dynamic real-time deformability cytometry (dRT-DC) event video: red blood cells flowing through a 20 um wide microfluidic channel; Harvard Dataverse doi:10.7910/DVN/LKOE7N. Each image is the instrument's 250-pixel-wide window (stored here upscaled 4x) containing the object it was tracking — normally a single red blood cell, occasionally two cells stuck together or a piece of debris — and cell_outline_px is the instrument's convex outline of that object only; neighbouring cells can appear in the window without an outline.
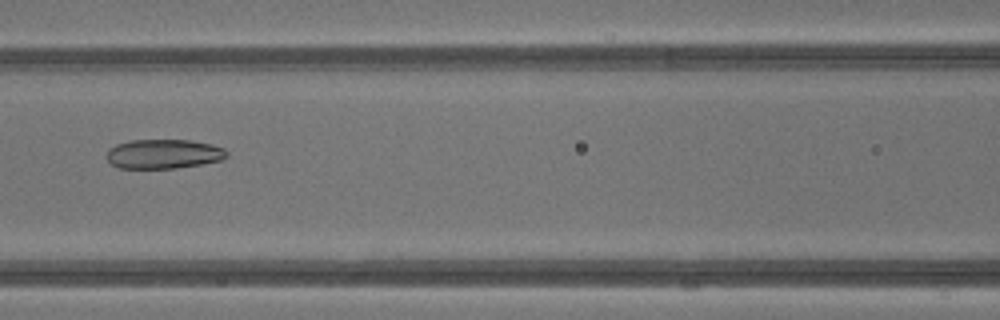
{"species": "common noctule bat (a hibernating species)", "species_latin": "Nyctalus noctula", "temperature_condition": "warm", "stored_images_in_passage": 43, "camera_frame_rate_fps": 3000, "um_per_image_px": 0.085, "animal": {"sex": "male", "body_mass_g": 13.3}, "frame": {"image": 1, "passage_image": 20, "time_ms": 6.333, "image_size_px": [1000, 320], "cell_outline_px": [[228, 156], [224, 160], [176, 168], [120, 168], [112, 164], [108, 160], [108, 148], [116, 144], [132, 140], [192, 140], [212, 144], [224, 148], [228, 152]], "centroid_in_image_um": [13.95, 13.08], "position_along_channel_um": 152.6, "area_um2": 20.63}}
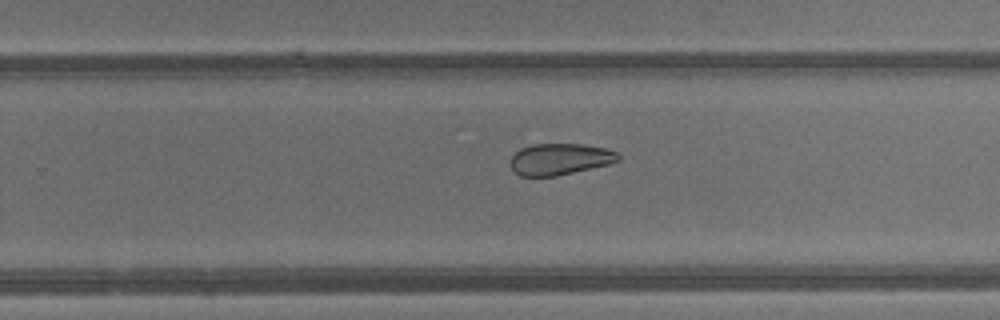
{"frame": {"image": 2, "passage_image": 28, "time_ms": 9.0, "image_size_px": [1000, 320], "cell_outline_px": [[620, 160], [608, 164], [556, 176], [520, 176], [512, 172], [508, 164], [508, 160], [520, 148], [532, 144], [580, 144], [604, 148], [616, 152], [620, 156]], "centroid_in_image_um": [47.5, 13.53], "position_along_channel_um": 282.3, "area_um2": 19.88}}
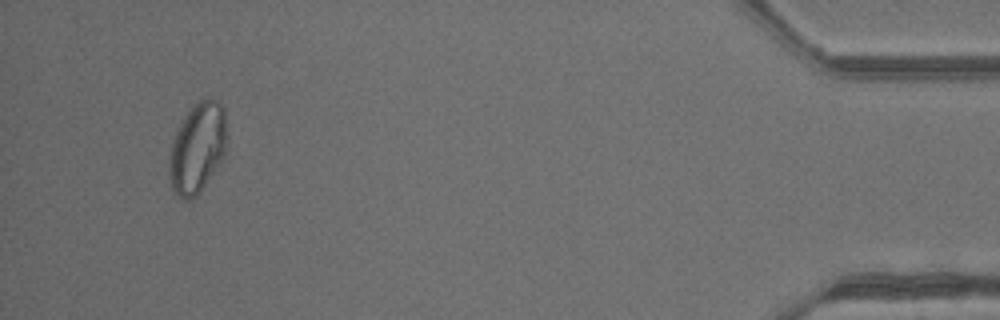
{"frame": {"image": 3, "passage_image": 41, "time_ms": 13.333, "image_size_px": [1000, 320], "cell_outline_px": [[228, 148], [220, 164], [200, 192], [196, 196], [188, 200], [184, 200], [176, 196], [172, 188], [168, 176], [168, 164], [172, 140], [176, 128], [184, 116], [200, 100], [208, 96], [216, 100], [224, 108], [228, 136]], "centroid_in_image_um": [16.8, 12.59], "position_along_channel_um": 418.4, "area_um2": 31.15}}